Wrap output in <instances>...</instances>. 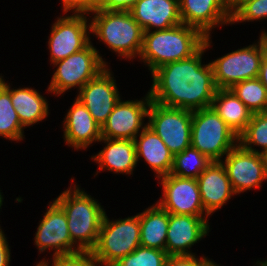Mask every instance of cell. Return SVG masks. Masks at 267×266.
Masks as SVG:
<instances>
[{
    "instance_id": "cell-5",
    "label": "cell",
    "mask_w": 267,
    "mask_h": 266,
    "mask_svg": "<svg viewBox=\"0 0 267 266\" xmlns=\"http://www.w3.org/2000/svg\"><path fill=\"white\" fill-rule=\"evenodd\" d=\"M140 246V221L136 214L110 221L105 213L95 248L91 251L100 266H113Z\"/></svg>"
},
{
    "instance_id": "cell-16",
    "label": "cell",
    "mask_w": 267,
    "mask_h": 266,
    "mask_svg": "<svg viewBox=\"0 0 267 266\" xmlns=\"http://www.w3.org/2000/svg\"><path fill=\"white\" fill-rule=\"evenodd\" d=\"M208 217L169 213L165 251L169 256L195 255L191 247L209 233Z\"/></svg>"
},
{
    "instance_id": "cell-19",
    "label": "cell",
    "mask_w": 267,
    "mask_h": 266,
    "mask_svg": "<svg viewBox=\"0 0 267 266\" xmlns=\"http://www.w3.org/2000/svg\"><path fill=\"white\" fill-rule=\"evenodd\" d=\"M63 126L64 142L77 151L78 149L85 150L102 138L101 126L76 98L64 118Z\"/></svg>"
},
{
    "instance_id": "cell-13",
    "label": "cell",
    "mask_w": 267,
    "mask_h": 266,
    "mask_svg": "<svg viewBox=\"0 0 267 266\" xmlns=\"http://www.w3.org/2000/svg\"><path fill=\"white\" fill-rule=\"evenodd\" d=\"M221 163L236 195L253 188L260 189L266 181L262 154L247 151L239 144L221 159Z\"/></svg>"
},
{
    "instance_id": "cell-30",
    "label": "cell",
    "mask_w": 267,
    "mask_h": 266,
    "mask_svg": "<svg viewBox=\"0 0 267 266\" xmlns=\"http://www.w3.org/2000/svg\"><path fill=\"white\" fill-rule=\"evenodd\" d=\"M168 256L166 251L138 246L113 266H165Z\"/></svg>"
},
{
    "instance_id": "cell-21",
    "label": "cell",
    "mask_w": 267,
    "mask_h": 266,
    "mask_svg": "<svg viewBox=\"0 0 267 266\" xmlns=\"http://www.w3.org/2000/svg\"><path fill=\"white\" fill-rule=\"evenodd\" d=\"M105 147L91 156V159L100 166L99 171H111L117 174L132 175L137 165L136 146L134 140L101 138Z\"/></svg>"
},
{
    "instance_id": "cell-15",
    "label": "cell",
    "mask_w": 267,
    "mask_h": 266,
    "mask_svg": "<svg viewBox=\"0 0 267 266\" xmlns=\"http://www.w3.org/2000/svg\"><path fill=\"white\" fill-rule=\"evenodd\" d=\"M116 85V80L107 66L95 78L88 81L76 95V99L87 108L101 127L121 99Z\"/></svg>"
},
{
    "instance_id": "cell-10",
    "label": "cell",
    "mask_w": 267,
    "mask_h": 266,
    "mask_svg": "<svg viewBox=\"0 0 267 266\" xmlns=\"http://www.w3.org/2000/svg\"><path fill=\"white\" fill-rule=\"evenodd\" d=\"M88 13L60 16L51 27L48 37L51 64L85 48L91 41ZM88 23V24H87Z\"/></svg>"
},
{
    "instance_id": "cell-25",
    "label": "cell",
    "mask_w": 267,
    "mask_h": 266,
    "mask_svg": "<svg viewBox=\"0 0 267 266\" xmlns=\"http://www.w3.org/2000/svg\"><path fill=\"white\" fill-rule=\"evenodd\" d=\"M211 107L238 136L253 115L230 89H217Z\"/></svg>"
},
{
    "instance_id": "cell-42",
    "label": "cell",
    "mask_w": 267,
    "mask_h": 266,
    "mask_svg": "<svg viewBox=\"0 0 267 266\" xmlns=\"http://www.w3.org/2000/svg\"><path fill=\"white\" fill-rule=\"evenodd\" d=\"M255 265H257V266H267L265 261H257Z\"/></svg>"
},
{
    "instance_id": "cell-11",
    "label": "cell",
    "mask_w": 267,
    "mask_h": 266,
    "mask_svg": "<svg viewBox=\"0 0 267 266\" xmlns=\"http://www.w3.org/2000/svg\"><path fill=\"white\" fill-rule=\"evenodd\" d=\"M163 196L157 204L170 214L209 217L201 201L196 179L181 178L169 174L158 178Z\"/></svg>"
},
{
    "instance_id": "cell-18",
    "label": "cell",
    "mask_w": 267,
    "mask_h": 266,
    "mask_svg": "<svg viewBox=\"0 0 267 266\" xmlns=\"http://www.w3.org/2000/svg\"><path fill=\"white\" fill-rule=\"evenodd\" d=\"M196 180L202 204L209 216L236 195L221 161H212Z\"/></svg>"
},
{
    "instance_id": "cell-3",
    "label": "cell",
    "mask_w": 267,
    "mask_h": 266,
    "mask_svg": "<svg viewBox=\"0 0 267 266\" xmlns=\"http://www.w3.org/2000/svg\"><path fill=\"white\" fill-rule=\"evenodd\" d=\"M65 212L72 243L80 251L91 252L98 241L105 215L98 200L92 198L78 185L68 187L54 200Z\"/></svg>"
},
{
    "instance_id": "cell-28",
    "label": "cell",
    "mask_w": 267,
    "mask_h": 266,
    "mask_svg": "<svg viewBox=\"0 0 267 266\" xmlns=\"http://www.w3.org/2000/svg\"><path fill=\"white\" fill-rule=\"evenodd\" d=\"M230 90L251 112H267V89L258 77L236 83Z\"/></svg>"
},
{
    "instance_id": "cell-23",
    "label": "cell",
    "mask_w": 267,
    "mask_h": 266,
    "mask_svg": "<svg viewBox=\"0 0 267 266\" xmlns=\"http://www.w3.org/2000/svg\"><path fill=\"white\" fill-rule=\"evenodd\" d=\"M0 83L10 92L11 103L24 128L41 122L49 115V104L36 89L31 87L11 89L10 83L0 76Z\"/></svg>"
},
{
    "instance_id": "cell-32",
    "label": "cell",
    "mask_w": 267,
    "mask_h": 266,
    "mask_svg": "<svg viewBox=\"0 0 267 266\" xmlns=\"http://www.w3.org/2000/svg\"><path fill=\"white\" fill-rule=\"evenodd\" d=\"M52 266H100L94 259L92 252L80 251L68 255L52 256ZM42 266H51L46 259L39 261Z\"/></svg>"
},
{
    "instance_id": "cell-1",
    "label": "cell",
    "mask_w": 267,
    "mask_h": 266,
    "mask_svg": "<svg viewBox=\"0 0 267 266\" xmlns=\"http://www.w3.org/2000/svg\"><path fill=\"white\" fill-rule=\"evenodd\" d=\"M211 46L207 36L204 46L190 58L169 62L154 70L148 91L153 102L170 108L196 111L211 107L217 87L211 63L202 64V56Z\"/></svg>"
},
{
    "instance_id": "cell-34",
    "label": "cell",
    "mask_w": 267,
    "mask_h": 266,
    "mask_svg": "<svg viewBox=\"0 0 267 266\" xmlns=\"http://www.w3.org/2000/svg\"><path fill=\"white\" fill-rule=\"evenodd\" d=\"M209 260L204 256L198 259L195 255L168 256L165 266H204Z\"/></svg>"
},
{
    "instance_id": "cell-36",
    "label": "cell",
    "mask_w": 267,
    "mask_h": 266,
    "mask_svg": "<svg viewBox=\"0 0 267 266\" xmlns=\"http://www.w3.org/2000/svg\"><path fill=\"white\" fill-rule=\"evenodd\" d=\"M10 246L0 227V266H10Z\"/></svg>"
},
{
    "instance_id": "cell-4",
    "label": "cell",
    "mask_w": 267,
    "mask_h": 266,
    "mask_svg": "<svg viewBox=\"0 0 267 266\" xmlns=\"http://www.w3.org/2000/svg\"><path fill=\"white\" fill-rule=\"evenodd\" d=\"M90 21V33L99 41L129 60L139 57L143 45V29L127 11L95 10Z\"/></svg>"
},
{
    "instance_id": "cell-39",
    "label": "cell",
    "mask_w": 267,
    "mask_h": 266,
    "mask_svg": "<svg viewBox=\"0 0 267 266\" xmlns=\"http://www.w3.org/2000/svg\"><path fill=\"white\" fill-rule=\"evenodd\" d=\"M263 160H264V168H265V177L267 180V152L262 154Z\"/></svg>"
},
{
    "instance_id": "cell-29",
    "label": "cell",
    "mask_w": 267,
    "mask_h": 266,
    "mask_svg": "<svg viewBox=\"0 0 267 266\" xmlns=\"http://www.w3.org/2000/svg\"><path fill=\"white\" fill-rule=\"evenodd\" d=\"M238 144L250 152H267V112L253 113L245 130L238 136ZM255 145L262 147L261 151L253 148Z\"/></svg>"
},
{
    "instance_id": "cell-17",
    "label": "cell",
    "mask_w": 267,
    "mask_h": 266,
    "mask_svg": "<svg viewBox=\"0 0 267 266\" xmlns=\"http://www.w3.org/2000/svg\"><path fill=\"white\" fill-rule=\"evenodd\" d=\"M180 16L183 24L200 30L206 37L219 25L230 24L223 0H179Z\"/></svg>"
},
{
    "instance_id": "cell-37",
    "label": "cell",
    "mask_w": 267,
    "mask_h": 266,
    "mask_svg": "<svg viewBox=\"0 0 267 266\" xmlns=\"http://www.w3.org/2000/svg\"><path fill=\"white\" fill-rule=\"evenodd\" d=\"M249 1L251 0H223L230 16H232L241 6Z\"/></svg>"
},
{
    "instance_id": "cell-12",
    "label": "cell",
    "mask_w": 267,
    "mask_h": 266,
    "mask_svg": "<svg viewBox=\"0 0 267 266\" xmlns=\"http://www.w3.org/2000/svg\"><path fill=\"white\" fill-rule=\"evenodd\" d=\"M147 93L142 100L120 99L101 127L102 138L134 140L147 126V123L144 124V119L148 118L152 101L149 92Z\"/></svg>"
},
{
    "instance_id": "cell-2",
    "label": "cell",
    "mask_w": 267,
    "mask_h": 266,
    "mask_svg": "<svg viewBox=\"0 0 267 266\" xmlns=\"http://www.w3.org/2000/svg\"><path fill=\"white\" fill-rule=\"evenodd\" d=\"M205 39L200 30L183 23L166 30L144 32L139 58L152 73L169 62L190 58L204 46Z\"/></svg>"
},
{
    "instance_id": "cell-41",
    "label": "cell",
    "mask_w": 267,
    "mask_h": 266,
    "mask_svg": "<svg viewBox=\"0 0 267 266\" xmlns=\"http://www.w3.org/2000/svg\"><path fill=\"white\" fill-rule=\"evenodd\" d=\"M216 262L209 260L204 266H220L219 264H215Z\"/></svg>"
},
{
    "instance_id": "cell-26",
    "label": "cell",
    "mask_w": 267,
    "mask_h": 266,
    "mask_svg": "<svg viewBox=\"0 0 267 266\" xmlns=\"http://www.w3.org/2000/svg\"><path fill=\"white\" fill-rule=\"evenodd\" d=\"M211 163L212 161L206 155L190 146L174 155L170 174L181 178L197 179Z\"/></svg>"
},
{
    "instance_id": "cell-8",
    "label": "cell",
    "mask_w": 267,
    "mask_h": 266,
    "mask_svg": "<svg viewBox=\"0 0 267 266\" xmlns=\"http://www.w3.org/2000/svg\"><path fill=\"white\" fill-rule=\"evenodd\" d=\"M261 37L252 45L237 49L210 61L215 85L218 89H230L236 83L257 78L266 51Z\"/></svg>"
},
{
    "instance_id": "cell-43",
    "label": "cell",
    "mask_w": 267,
    "mask_h": 266,
    "mask_svg": "<svg viewBox=\"0 0 267 266\" xmlns=\"http://www.w3.org/2000/svg\"><path fill=\"white\" fill-rule=\"evenodd\" d=\"M1 191V190H0ZM3 205V195H2V193L0 192V209H2L1 208V206Z\"/></svg>"
},
{
    "instance_id": "cell-20",
    "label": "cell",
    "mask_w": 267,
    "mask_h": 266,
    "mask_svg": "<svg viewBox=\"0 0 267 266\" xmlns=\"http://www.w3.org/2000/svg\"><path fill=\"white\" fill-rule=\"evenodd\" d=\"M129 12L144 32L166 30L182 23L179 0H139Z\"/></svg>"
},
{
    "instance_id": "cell-27",
    "label": "cell",
    "mask_w": 267,
    "mask_h": 266,
    "mask_svg": "<svg viewBox=\"0 0 267 266\" xmlns=\"http://www.w3.org/2000/svg\"><path fill=\"white\" fill-rule=\"evenodd\" d=\"M25 129L11 103L10 92L0 83V136L12 141H21Z\"/></svg>"
},
{
    "instance_id": "cell-31",
    "label": "cell",
    "mask_w": 267,
    "mask_h": 266,
    "mask_svg": "<svg viewBox=\"0 0 267 266\" xmlns=\"http://www.w3.org/2000/svg\"><path fill=\"white\" fill-rule=\"evenodd\" d=\"M267 19V0H251L241 6L232 16L230 24Z\"/></svg>"
},
{
    "instance_id": "cell-22",
    "label": "cell",
    "mask_w": 267,
    "mask_h": 266,
    "mask_svg": "<svg viewBox=\"0 0 267 266\" xmlns=\"http://www.w3.org/2000/svg\"><path fill=\"white\" fill-rule=\"evenodd\" d=\"M139 136V138H138ZM137 162L144 158L146 163L160 178L171 173L174 155L170 152L161 138L146 126L134 139Z\"/></svg>"
},
{
    "instance_id": "cell-14",
    "label": "cell",
    "mask_w": 267,
    "mask_h": 266,
    "mask_svg": "<svg viewBox=\"0 0 267 266\" xmlns=\"http://www.w3.org/2000/svg\"><path fill=\"white\" fill-rule=\"evenodd\" d=\"M34 240L40 253L49 249V251L54 250L52 256L80 252L72 243L66 214L54 200L49 203L46 213L39 223Z\"/></svg>"
},
{
    "instance_id": "cell-38",
    "label": "cell",
    "mask_w": 267,
    "mask_h": 266,
    "mask_svg": "<svg viewBox=\"0 0 267 266\" xmlns=\"http://www.w3.org/2000/svg\"><path fill=\"white\" fill-rule=\"evenodd\" d=\"M258 78L267 89V50L265 51L264 56L261 61L260 72H259Z\"/></svg>"
},
{
    "instance_id": "cell-7",
    "label": "cell",
    "mask_w": 267,
    "mask_h": 266,
    "mask_svg": "<svg viewBox=\"0 0 267 266\" xmlns=\"http://www.w3.org/2000/svg\"><path fill=\"white\" fill-rule=\"evenodd\" d=\"M107 64L90 42L82 50L53 63L57 69L52 75L47 91L57 97L74 87L79 91L104 70Z\"/></svg>"
},
{
    "instance_id": "cell-33",
    "label": "cell",
    "mask_w": 267,
    "mask_h": 266,
    "mask_svg": "<svg viewBox=\"0 0 267 266\" xmlns=\"http://www.w3.org/2000/svg\"><path fill=\"white\" fill-rule=\"evenodd\" d=\"M63 5V12L85 13L89 14L97 10L98 0H61Z\"/></svg>"
},
{
    "instance_id": "cell-40",
    "label": "cell",
    "mask_w": 267,
    "mask_h": 266,
    "mask_svg": "<svg viewBox=\"0 0 267 266\" xmlns=\"http://www.w3.org/2000/svg\"><path fill=\"white\" fill-rule=\"evenodd\" d=\"M261 39L263 40L265 47L267 49V32H265V30L263 32H261Z\"/></svg>"
},
{
    "instance_id": "cell-35",
    "label": "cell",
    "mask_w": 267,
    "mask_h": 266,
    "mask_svg": "<svg viewBox=\"0 0 267 266\" xmlns=\"http://www.w3.org/2000/svg\"><path fill=\"white\" fill-rule=\"evenodd\" d=\"M138 1L139 0H98L97 10L129 12Z\"/></svg>"
},
{
    "instance_id": "cell-9",
    "label": "cell",
    "mask_w": 267,
    "mask_h": 266,
    "mask_svg": "<svg viewBox=\"0 0 267 266\" xmlns=\"http://www.w3.org/2000/svg\"><path fill=\"white\" fill-rule=\"evenodd\" d=\"M147 126L175 155L191 146L192 111L170 108L151 101Z\"/></svg>"
},
{
    "instance_id": "cell-24",
    "label": "cell",
    "mask_w": 267,
    "mask_h": 266,
    "mask_svg": "<svg viewBox=\"0 0 267 266\" xmlns=\"http://www.w3.org/2000/svg\"><path fill=\"white\" fill-rule=\"evenodd\" d=\"M140 246L165 251L169 213L157 203L138 213Z\"/></svg>"
},
{
    "instance_id": "cell-6",
    "label": "cell",
    "mask_w": 267,
    "mask_h": 266,
    "mask_svg": "<svg viewBox=\"0 0 267 266\" xmlns=\"http://www.w3.org/2000/svg\"><path fill=\"white\" fill-rule=\"evenodd\" d=\"M237 145L238 135L212 107L192 112L191 147L211 161H221Z\"/></svg>"
}]
</instances>
